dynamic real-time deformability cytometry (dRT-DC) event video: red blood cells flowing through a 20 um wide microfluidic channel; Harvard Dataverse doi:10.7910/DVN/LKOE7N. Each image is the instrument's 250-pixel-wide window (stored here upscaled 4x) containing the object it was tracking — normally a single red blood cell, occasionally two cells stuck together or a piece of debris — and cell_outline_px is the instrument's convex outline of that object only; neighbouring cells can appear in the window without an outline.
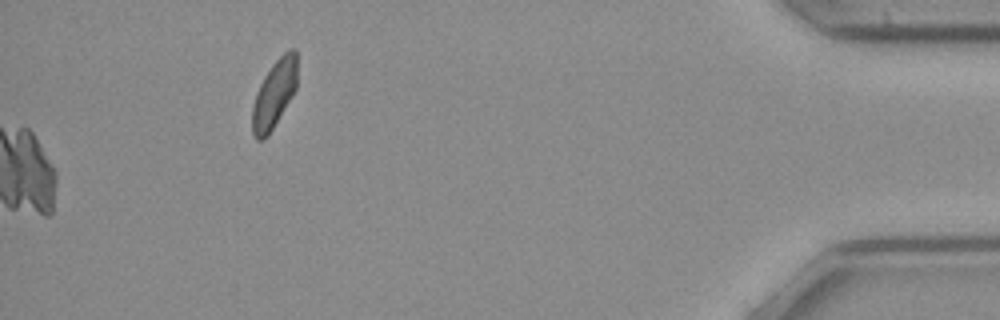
{"species": "common noctule bat (a hibernating species)", "species_latin": "Nyctalus noctula", "temperature_condition": "cold", "stored_images_in_passage": 51, "camera_frame_rate_fps": 3000, "um_per_image_px": 0.085, "animal": {"sex": "female", "body_mass_g": 21.9}, "frame": {"image": 1, "passage_image": 51, "time_ms": 16.667, "image_size_px": [1000, 320], "cell_outline_px": [[296, 88], [292, 96], [268, 136], [264, 140], [256, 140], [252, 132], [252, 108], [256, 92], [264, 76], [272, 64], [288, 48], [296, 48]], "centroid_in_image_um": [23.3, 8.0], "position_along_channel_um": 411.9, "area_um2": 17.74}}